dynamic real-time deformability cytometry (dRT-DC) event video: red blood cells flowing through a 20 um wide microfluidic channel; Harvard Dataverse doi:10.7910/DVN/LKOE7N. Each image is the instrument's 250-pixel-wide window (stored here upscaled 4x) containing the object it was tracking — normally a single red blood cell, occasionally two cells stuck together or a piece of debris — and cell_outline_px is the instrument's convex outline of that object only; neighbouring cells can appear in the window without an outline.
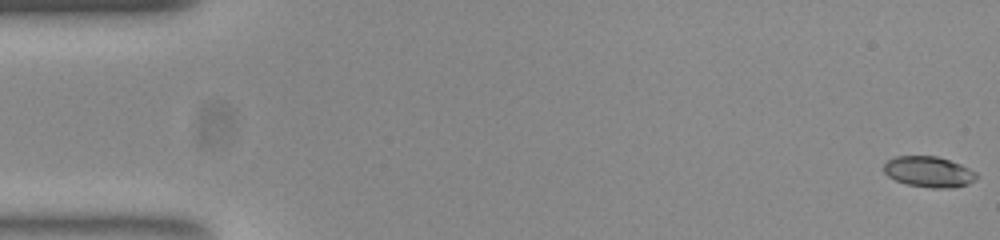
{"species": "common noctule bat (a hibernating species)", "species_latin": "Nyctalus noctula", "temperature_condition": "room temperature", "stored_images_in_passage": 54, "camera_frame_rate_fps": 3000, "um_per_image_px": 0.085, "animal": {"sex": "female", "body_mass_g": 23.0, "forearm_length_mm": 53.4}, "frame": {"image": 1, "passage_image": 1, "time_ms": 0.0, "image_size_px": [1000, 240], "cell_outline_px": [[976, 176], [968, 184], [956, 188], [932, 188], [908, 184], [896, 180], [888, 176], [884, 172], [884, 164], [888, 160], [896, 156], [936, 156], [960, 164], [976, 172]], "centroid_in_image_um": [78.93, 14.6], "position_along_channel_um": 6.1, "area_um2": 16.42}}
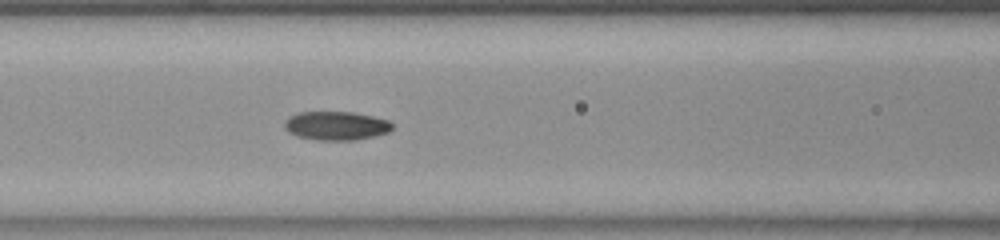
{"frame": {"image": 2, "passage_image": 23, "time_ms": 7.333, "image_size_px": [1000, 240], "cell_outline_px": [[392, 128], [388, 132], [372, 136], [352, 140], [316, 140], [296, 136], [288, 132], [284, 128], [284, 120], [288, 116], [300, 112], [352, 112], [372, 116], [388, 120], [392, 124]], "centroid_in_image_um": [28.51, 10.68], "position_along_channel_um": 138.1, "area_um2": 18.03}}
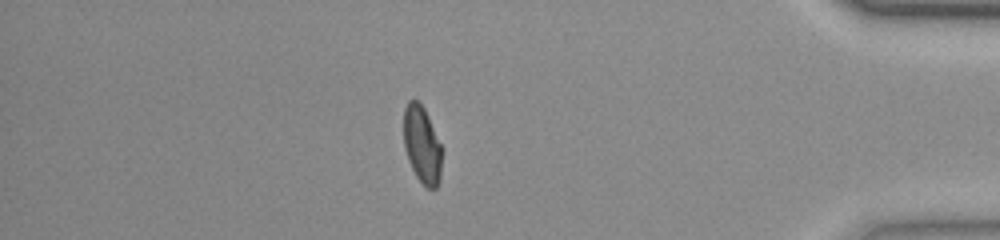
{"frame": {"image": 3, "passage_image": 47, "time_ms": 15.333, "image_size_px": [1000, 240], "cell_outline_px": [[444, 148], [440, 180], [436, 188], [428, 188], [416, 176], [408, 160], [404, 148], [404, 108], [408, 100], [416, 100], [424, 108]], "centroid_in_image_um": [35.91, 12.31], "position_along_channel_um": 399.3, "area_um2": 17.57}, "authors_computed_cell_mechanics": {"area_um2": 17.6001, "velocity_mm_per_s": 3.7915, "shape_relaxation_time_tau1_ms": 5.023, "shape_relaxation_time_tau2_ms": 1.8909, "deformation_change_tau1": 0.1853, "deformation_change_tau2": 0.0649}}